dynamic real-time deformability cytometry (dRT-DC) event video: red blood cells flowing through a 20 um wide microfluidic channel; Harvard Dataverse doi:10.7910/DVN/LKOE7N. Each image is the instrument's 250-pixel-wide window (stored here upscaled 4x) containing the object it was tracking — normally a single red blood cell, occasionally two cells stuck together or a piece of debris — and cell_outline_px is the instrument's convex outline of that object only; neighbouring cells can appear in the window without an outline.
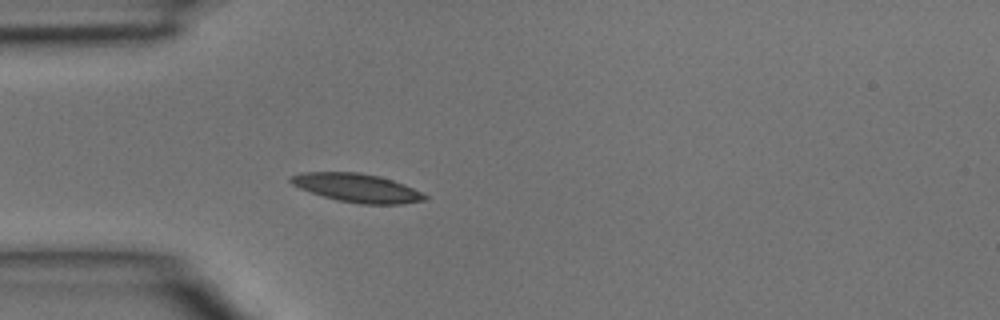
{"species": "common noctule bat (a hibernating species)", "species_latin": "Nyctalus noctula", "temperature_condition": "room temperature", "stored_images_in_passage": 3, "camera_frame_rate_fps": 3000, "um_per_image_px": 0.085, "animal": {"sex": "male", "body_mass_g": 15.6}, "frame": {"image": 1, "passage_image": 3, "time_ms": 0.667, "image_size_px": [1000, 320], "cell_outline_px": [[428, 200], [404, 204], [360, 204], [336, 200], [300, 188], [292, 184], [288, 180], [288, 176], [300, 172], [360, 172], [380, 176], [404, 184], [428, 196]], "centroid_in_image_um": [30.34, 15.97], "position_along_channel_um": 54.7, "area_um2": 22.43}}